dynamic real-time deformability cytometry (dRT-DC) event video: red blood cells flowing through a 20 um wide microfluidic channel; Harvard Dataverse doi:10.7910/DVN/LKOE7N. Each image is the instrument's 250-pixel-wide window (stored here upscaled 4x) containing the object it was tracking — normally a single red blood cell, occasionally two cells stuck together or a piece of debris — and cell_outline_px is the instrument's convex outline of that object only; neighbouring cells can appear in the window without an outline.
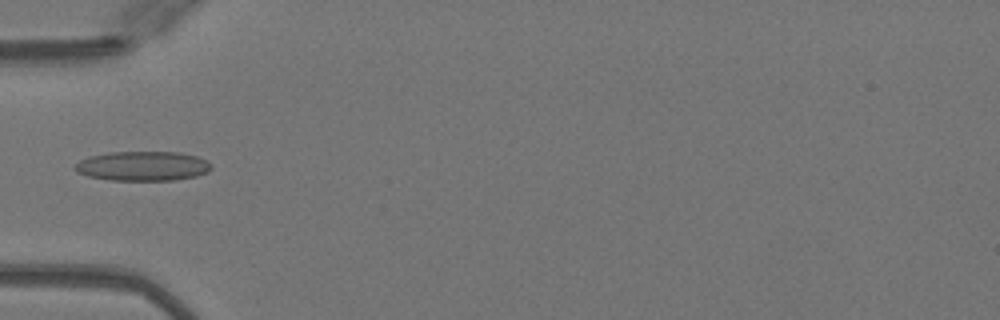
{"species": "Egyptian fruit bat (a non-hibernating species)", "species_latin": "Rousettus aegyptiacus", "temperature_condition": "warm", "stored_images_in_passage": 34, "camera_frame_rate_fps": 3000, "um_per_image_px": 0.085, "animal": {"sex": "female"}, "frame": {"image": 1, "passage_image": 1, "time_ms": 0.0, "image_size_px": [1000, 320], "cell_outline_px": [[212, 168], [208, 172], [196, 176], [172, 180], [108, 180], [88, 176], [76, 172], [72, 168], [80, 160], [88, 156], [108, 152], [180, 152], [196, 156], [208, 160], [212, 164]], "centroid_in_image_um": [12.12, 14.11], "position_along_channel_um": 72.9, "area_um2": 23.7}}
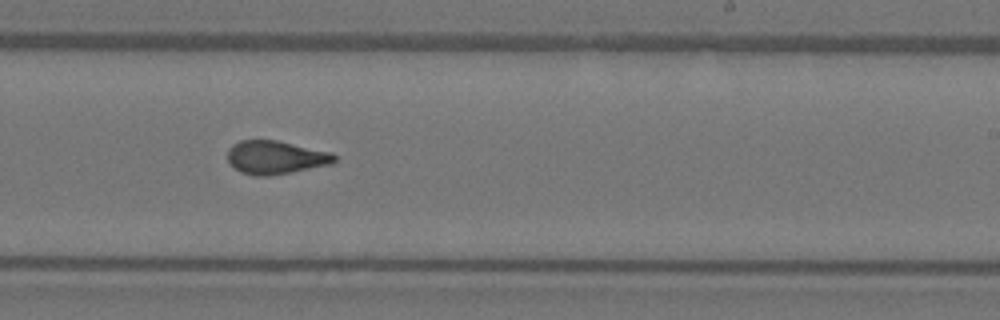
{"frame": {"image": 2, "passage_image": 15, "time_ms": 4.667, "image_size_px": [1000, 320], "cell_outline_px": [[336, 160], [332, 164], [268, 176], [252, 176], [240, 172], [228, 160], [228, 148], [232, 144], [240, 140], [276, 140], [332, 152], [336, 156]], "centroid_in_image_um": [23.42, 13.37], "position_along_channel_um": 265.6, "area_um2": 20.75}}
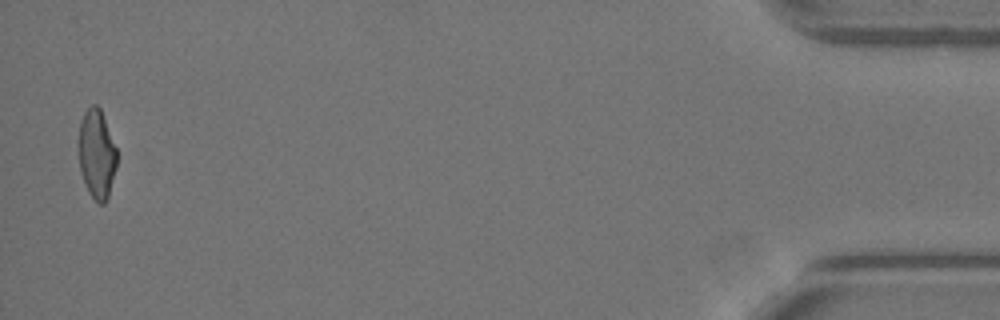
{"frame": {"image": 3, "passage_image": 33, "time_ms": 10.667, "image_size_px": [1000, 320], "cell_outline_px": [[116, 168], [108, 196], [104, 204], [100, 204], [88, 192], [84, 184], [80, 172], [80, 120], [84, 112], [92, 104], [96, 104], [100, 108], [116, 148]], "centroid_in_image_um": [8.22, 13.1], "position_along_channel_um": 427.0, "area_um2": 19.48}, "authors_computed_cell_mechanics": {"area_um2": 20.6924, "velocity_mm_per_s": 4.1055, "shape_relaxation_time_tau1_ms": 10.4238, "shape_relaxation_time_tau2_ms": 1.2375, "deformation_change_tau1": 0.2805, "deformation_change_tau2": 0.0778}}